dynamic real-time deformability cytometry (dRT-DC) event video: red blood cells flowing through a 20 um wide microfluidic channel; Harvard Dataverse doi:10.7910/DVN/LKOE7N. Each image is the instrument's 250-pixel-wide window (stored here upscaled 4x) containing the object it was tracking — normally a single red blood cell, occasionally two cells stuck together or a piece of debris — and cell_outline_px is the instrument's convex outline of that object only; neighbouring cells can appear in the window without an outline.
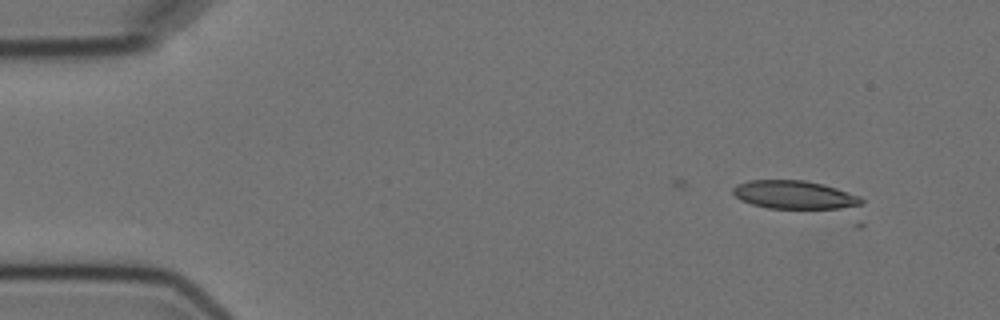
{"species": "Egyptian fruit bat (a non-hibernating species)", "species_latin": "Rousettus aegyptiacus", "temperature_condition": "cold", "stored_images_in_passage": 4, "camera_frame_rate_fps": 3000, "um_per_image_px": 0.085, "animal": {"sex": "female"}, "frame": {"image": 1, "passage_image": 1, "time_ms": 0.0, "image_size_px": [1000, 320], "cell_outline_px": [[864, 200], [860, 204], [852, 208], [768, 208], [752, 204], [740, 200], [732, 192], [732, 188], [736, 184], [748, 180], [804, 180], [824, 184], [860, 196]], "centroid_in_image_um": [67.51, 16.55], "position_along_channel_um": 17.5, "area_um2": 21.21}}